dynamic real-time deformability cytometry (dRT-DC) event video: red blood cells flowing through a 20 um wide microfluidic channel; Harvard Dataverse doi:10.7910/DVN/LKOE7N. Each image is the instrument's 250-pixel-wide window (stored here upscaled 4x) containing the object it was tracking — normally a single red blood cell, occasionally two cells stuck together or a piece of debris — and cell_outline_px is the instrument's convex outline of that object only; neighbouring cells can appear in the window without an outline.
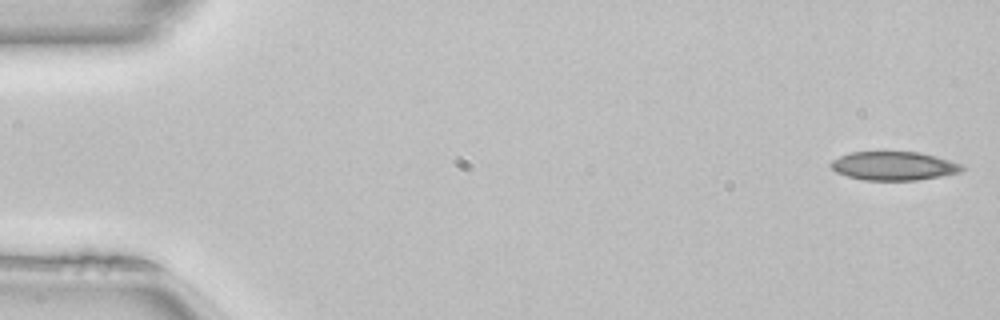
{"species": "common noctule bat (a hibernating species)", "species_latin": "Nyctalus noctula", "temperature_condition": "room temperature", "stored_images_in_passage": 50, "camera_frame_rate_fps": 3000, "um_per_image_px": 0.085, "animal": {"sex": "female", "body_mass_g": 22.7, "forearm_length_mm": 54.2}, "frame": {"image": 1, "passage_image": 1, "time_ms": 0.0, "image_size_px": [1000, 320], "cell_outline_px": [[964, 168], [960, 172], [940, 176], [916, 180], [864, 180], [848, 176], [836, 172], [832, 168], [832, 160], [840, 156], [852, 152], [920, 152], [936, 156], [960, 164]], "centroid_in_image_um": [75.97, 14.1], "position_along_channel_um": 9.0, "area_um2": 21.62}}
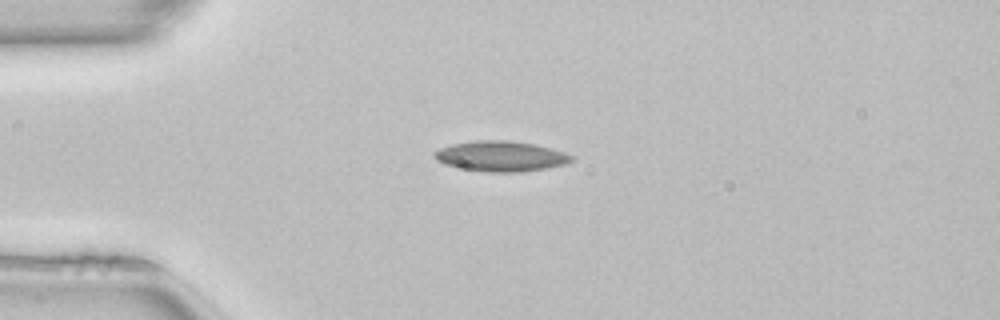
{"frame": {"image": 2, "passage_image": 12, "time_ms": 3.667, "image_size_px": [1000, 320], "cell_outline_px": [[576, 160], [564, 164], [544, 168], [520, 172], [488, 172], [464, 168], [444, 164], [436, 160], [432, 156], [432, 152], [440, 148], [452, 144], [476, 140], [512, 140], [536, 144], [564, 152], [576, 156]], "centroid_in_image_um": [42.58, 13.26], "position_along_channel_um": 42.4, "area_um2": 24.39}}
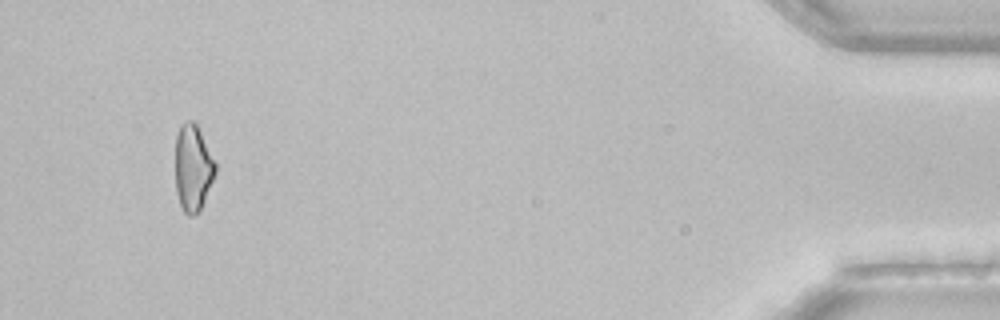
{"frame": {"image": 3, "passage_image": 47, "time_ms": 15.333, "image_size_px": [1000, 320], "cell_outline_px": [[216, 172], [200, 212], [192, 216], [188, 216], [184, 212], [180, 204], [176, 192], [176, 136], [180, 124], [184, 120], [192, 120], [196, 124], [216, 164]], "centroid_in_image_um": [16.39, 14.29], "position_along_channel_um": 418.8, "area_um2": 20.17}}